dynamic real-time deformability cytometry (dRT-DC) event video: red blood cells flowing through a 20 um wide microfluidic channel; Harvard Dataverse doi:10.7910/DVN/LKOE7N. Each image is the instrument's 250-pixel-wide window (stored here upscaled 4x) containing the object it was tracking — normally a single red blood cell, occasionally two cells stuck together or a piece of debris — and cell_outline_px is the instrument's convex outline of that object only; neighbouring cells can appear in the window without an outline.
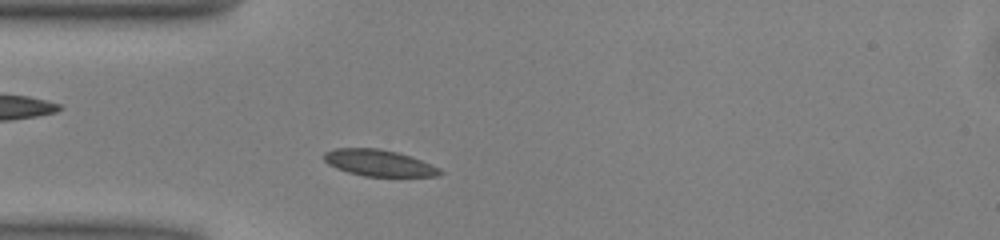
{"species": "common noctule bat (a hibernating species)", "species_latin": "Nyctalus noctula", "temperature_condition": "warm", "stored_images_in_passage": 43, "camera_frame_rate_fps": 3000, "um_per_image_px": 0.085, "animal": {"sex": "male", "body_mass_g": 13.0, "forearm_length_mm": 53.1}, "frame": {"image": 1, "passage_image": 6, "time_ms": 1.667, "image_size_px": [1000, 240], "cell_outline_px": [[444, 172], [440, 176], [364, 176], [348, 172], [336, 168], [328, 164], [324, 160], [324, 152], [336, 148], [376, 148], [396, 152], [412, 156], [440, 168]], "centroid_in_image_um": [32.22, 13.85], "position_along_channel_um": 52.8, "area_um2": 17.86}}
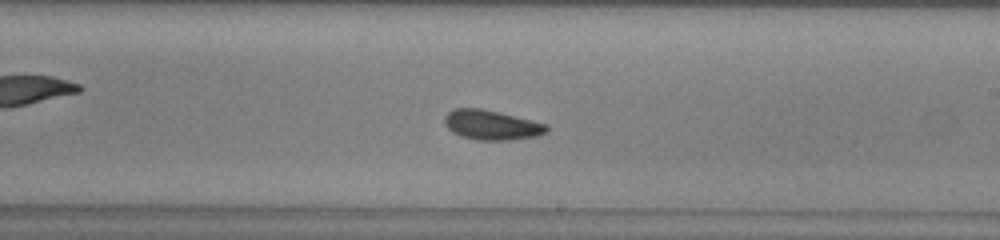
{"frame": {"image": 2, "passage_image": 21, "time_ms": 6.667, "image_size_px": [1000, 240], "cell_outline_px": [[548, 132], [536, 136], [508, 140], [476, 140], [460, 136], [452, 132], [444, 124], [444, 116], [452, 108], [480, 108], [532, 120], [548, 124]], "centroid_in_image_um": [41.76, 10.62], "position_along_channel_um": 247.2, "area_um2": 17.74}}
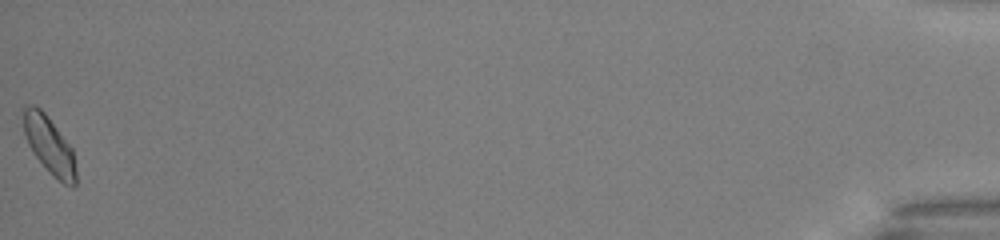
{"frame": {"image": 3, "passage_image": 43, "time_ms": 14.0, "image_size_px": [1000, 240], "cell_outline_px": [[76, 184], [72, 188], [64, 184], [52, 176], [48, 172], [32, 152], [28, 144], [24, 132], [20, 108], [24, 104], [32, 104], [40, 108], [44, 112], [72, 148], [76, 168]], "centroid_in_image_um": [4.15, 12.32], "position_along_channel_um": 431.1, "area_um2": 17.98}, "authors_computed_cell_mechanics": {"area_um2": 17.3978, "velocity_mm_per_s": 4.0009, "shape_relaxation_time_tau1_ms": 5.5112, "shape_relaxation_time_tau2_ms": 3.2802, "deformation_change_tau1": 0.0823, "deformation_change_tau2": 0.0689}}